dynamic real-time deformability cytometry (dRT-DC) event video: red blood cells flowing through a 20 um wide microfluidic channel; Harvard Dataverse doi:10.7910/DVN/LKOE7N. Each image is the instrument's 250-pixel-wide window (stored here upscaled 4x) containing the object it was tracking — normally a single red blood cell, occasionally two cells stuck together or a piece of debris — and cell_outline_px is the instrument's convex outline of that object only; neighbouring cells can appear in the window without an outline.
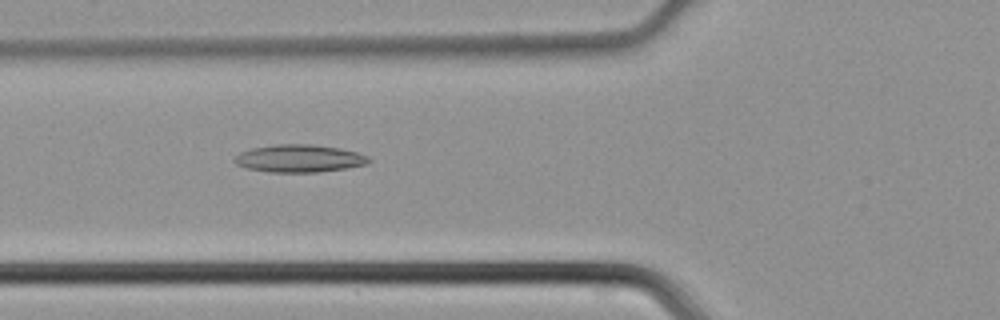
{"species": "common noctule bat (a hibernating species)", "species_latin": "Nyctalus noctula", "temperature_condition": "cold", "stored_images_in_passage": 29, "camera_frame_rate_fps": 3000, "um_per_image_px": 0.085, "animal": {"sex": "male", "body_mass_g": 21.5, "forearm_length_mm": 52.0}, "frame": {"image": 1, "passage_image": 4, "time_ms": 1.0, "image_size_px": [1000, 320], "cell_outline_px": [[372, 160], [368, 164], [344, 168], [316, 172], [268, 172], [244, 168], [236, 164], [232, 160], [240, 152], [252, 148], [276, 144], [312, 144], [340, 148], [356, 152], [368, 156]], "centroid_in_image_um": [25.41, 13.46], "position_along_channel_um": 100.4, "area_um2": 21.68}}
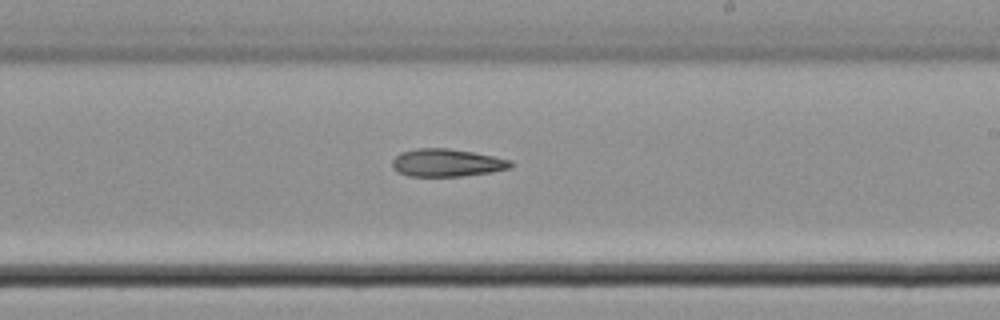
{"frame": {"image": 2, "passage_image": 14, "time_ms": 4.333, "image_size_px": [1000, 320], "cell_outline_px": [[512, 168], [492, 172], [460, 176], [408, 176], [396, 172], [392, 168], [392, 160], [400, 152], [416, 148], [448, 148], [472, 152], [492, 156], [508, 160], [512, 164]], "centroid_in_image_um": [37.92, 13.84], "position_along_channel_um": 251.1, "area_um2": 19.13}}
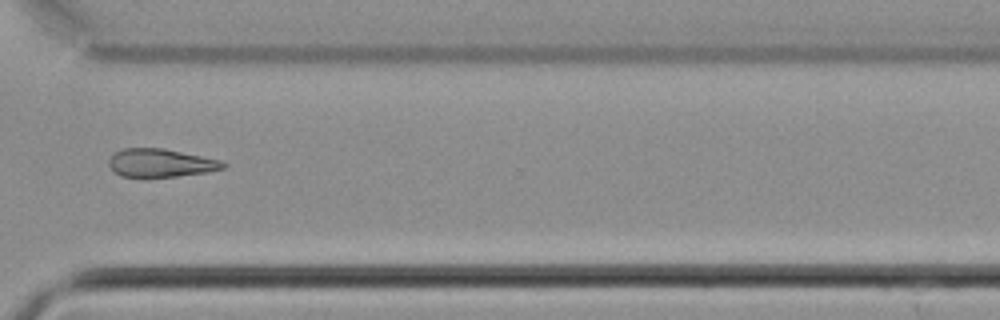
{"frame": {"image": 3, "passage_image": 21, "time_ms": 6.667, "image_size_px": [1000, 320], "cell_outline_px": [[228, 164], [224, 168], [208, 172], [176, 176], [120, 176], [108, 164], [108, 160], [116, 152], [124, 148], [164, 148], [200, 156], [216, 160]], "centroid_in_image_um": [13.65, 13.84], "position_along_channel_um": 357.0, "area_um2": 18.32}}